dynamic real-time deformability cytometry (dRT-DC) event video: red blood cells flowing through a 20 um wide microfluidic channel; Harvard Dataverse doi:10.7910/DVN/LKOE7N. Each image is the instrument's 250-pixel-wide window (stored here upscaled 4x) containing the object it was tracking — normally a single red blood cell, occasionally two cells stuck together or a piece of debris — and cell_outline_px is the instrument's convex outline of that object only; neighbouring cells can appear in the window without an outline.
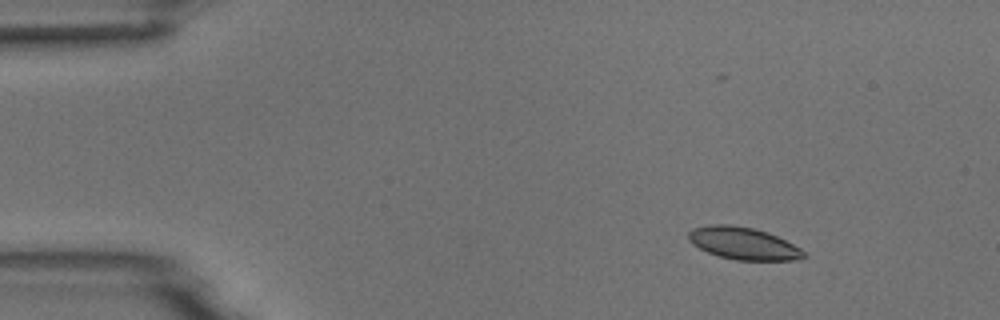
{"species": "common noctule bat (a hibernating species)", "species_latin": "Nyctalus noctula", "temperature_condition": "room temperature", "stored_images_in_passage": 4, "camera_frame_rate_fps": 3000, "um_per_image_px": 0.085, "animal": {"sex": "male", "body_mass_g": 18.8}, "frame": {"image": 1, "passage_image": 2, "time_ms": 2.0, "image_size_px": [1000, 320], "cell_outline_px": [[808, 256], [792, 260], [736, 260], [720, 256], [708, 252], [692, 244], [688, 240], [688, 232], [692, 228], [712, 224], [728, 224], [752, 228], [768, 232], [800, 248]], "centroid_in_image_um": [63.15, 20.68], "position_along_channel_um": 21.8, "area_um2": 21.5}}